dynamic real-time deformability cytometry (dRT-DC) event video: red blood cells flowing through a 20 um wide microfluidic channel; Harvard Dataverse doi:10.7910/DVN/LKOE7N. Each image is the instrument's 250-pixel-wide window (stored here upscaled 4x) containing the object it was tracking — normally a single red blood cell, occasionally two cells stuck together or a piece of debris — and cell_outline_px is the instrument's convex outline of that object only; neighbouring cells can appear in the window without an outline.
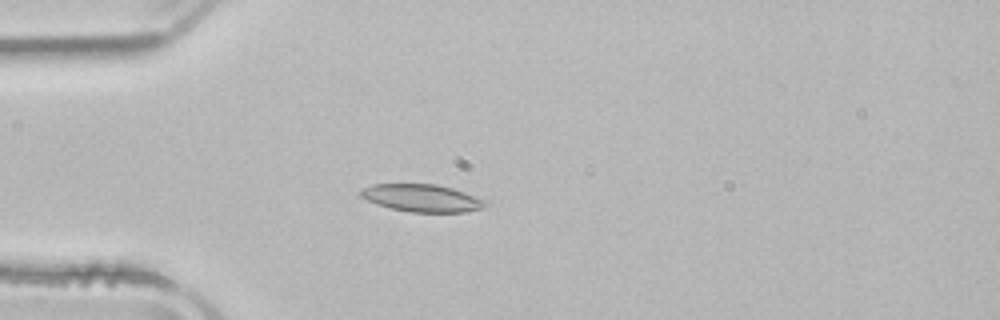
{"species": "common noctule bat (a hibernating species)", "species_latin": "Nyctalus noctula", "temperature_condition": "room temperature", "stored_images_in_passage": 53, "camera_frame_rate_fps": 3000, "um_per_image_px": 0.085, "animal": {"sex": "male", "body_mass_g": 21.5, "forearm_length_mm": 52.0}, "frame": {"image": 1, "passage_image": 15, "time_ms": 4.667, "image_size_px": [1000, 320], "cell_outline_px": [[488, 204], [484, 208], [464, 212], [412, 212], [392, 208], [376, 204], [360, 196], [360, 192], [364, 188], [372, 184], [436, 184], [452, 188], [488, 200]], "centroid_in_image_um": [35.92, 16.83], "position_along_channel_um": 49.1, "area_um2": 19.94}}
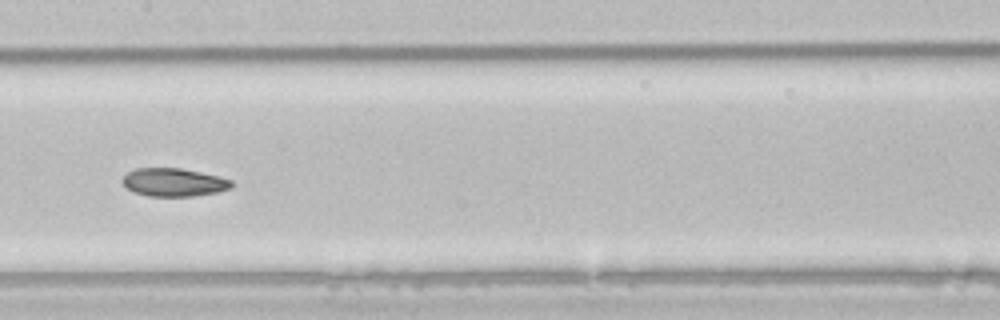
{"frame": {"image": 2, "passage_image": 27, "time_ms": 8.667, "image_size_px": [1000, 320], "cell_outline_px": [[232, 188], [216, 192], [192, 196], [148, 196], [132, 192], [120, 180], [128, 172], [136, 168], [180, 168], [220, 176], [232, 180]], "centroid_in_image_um": [14.76, 15.49], "position_along_channel_um": 192.6, "area_um2": 17.92}}
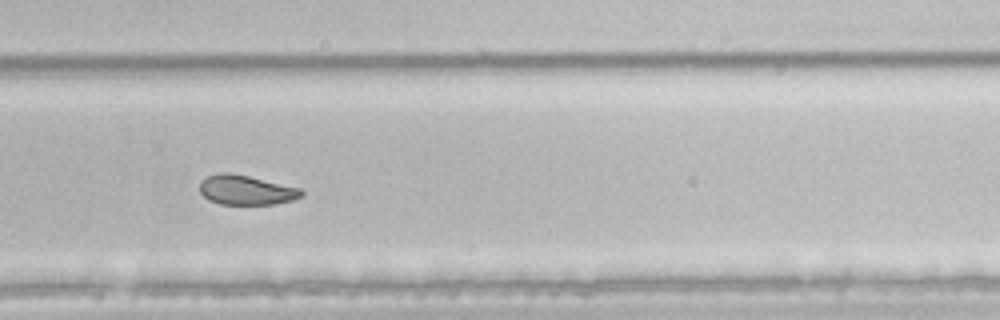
{"frame": {"image": 3, "passage_image": 36, "time_ms": 11.667, "image_size_px": [1000, 320], "cell_outline_px": [[304, 192], [300, 196], [292, 200], [276, 204], [220, 204], [208, 200], [200, 192], [200, 180], [204, 176], [220, 172], [228, 172], [248, 176], [300, 188]], "centroid_in_image_um": [20.86, 16.14], "position_along_channel_um": 308.9, "area_um2": 17.57}, "authors_computed_cell_mechanics": {"area_um2": 19.941, "velocity_mm_per_s": 3.8955, "shape_relaxation_time_tau1_ms": null, "shape_relaxation_time_tau2_ms": 4.3806, "deformation_change_tau1": null, "deformation_change_tau2": 0.0946}}